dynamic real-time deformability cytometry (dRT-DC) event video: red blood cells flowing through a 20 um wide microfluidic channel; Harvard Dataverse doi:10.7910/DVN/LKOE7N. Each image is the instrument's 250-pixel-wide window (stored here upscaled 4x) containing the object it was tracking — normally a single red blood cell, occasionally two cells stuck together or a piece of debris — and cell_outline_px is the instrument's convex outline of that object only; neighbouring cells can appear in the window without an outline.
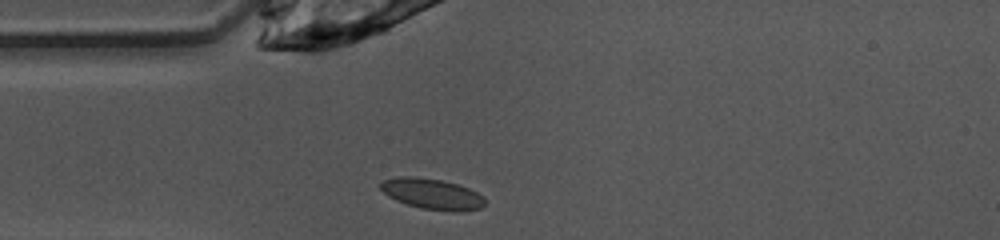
{"species": "common noctule bat (a hibernating species)", "species_latin": "Nyctalus noctula", "temperature_condition": "warm", "stored_images_in_passage": 37, "camera_frame_rate_fps": 3000, "um_per_image_px": 0.085, "animal": {"sex": "female", "body_mass_g": 10.0, "forearm_length_mm": 53.1}, "frame": {"image": 1, "passage_image": 1, "time_ms": 0.0, "image_size_px": [1000, 240], "cell_outline_px": [[484, 204], [480, 208], [460, 212], [452, 212], [424, 208], [408, 204], [396, 200], [388, 196], [380, 188], [380, 184], [384, 180], [400, 176], [416, 176], [440, 180], [456, 184], [468, 188], [484, 196]], "centroid_in_image_um": [36.73, 16.48], "position_along_channel_um": 48.3, "area_um2": 18.5}}
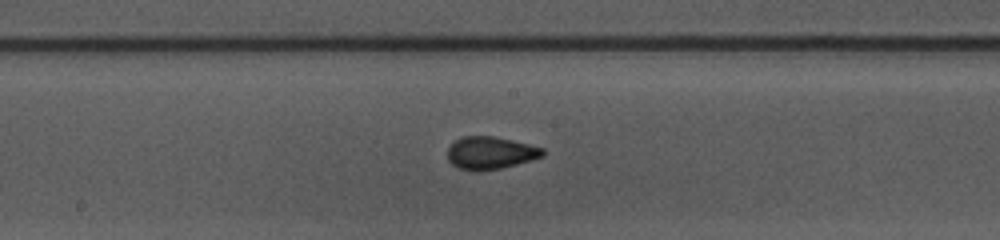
{"frame": {"image": 2, "passage_image": 13, "time_ms": 4.0, "image_size_px": [1000, 240], "cell_outline_px": [[544, 156], [532, 160], [500, 168], [476, 172], [460, 168], [452, 164], [448, 160], [448, 148], [456, 140], [464, 136], [492, 136], [512, 140], [544, 148]], "centroid_in_image_um": [41.69, 13.0], "position_along_channel_um": 206.5, "area_um2": 17.98}}
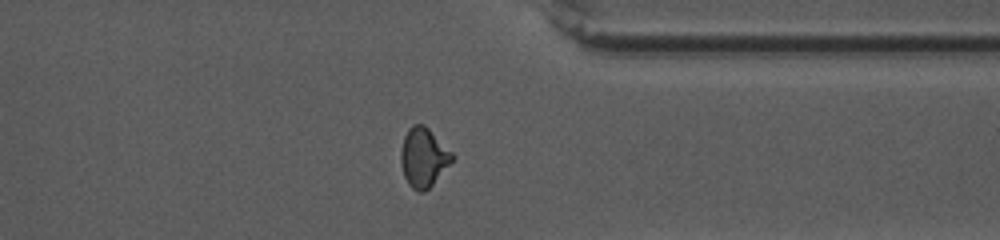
{"frame": {"image": 3, "passage_image": 26, "time_ms": 8.333, "image_size_px": [1000, 240], "cell_outline_px": [[456, 156], [432, 184], [424, 192], [420, 192], [412, 188], [408, 184], [404, 176], [400, 160], [400, 152], [404, 136], [408, 128], [412, 124], [424, 124]], "centroid_in_image_um": [35.98, 13.36], "position_along_channel_um": 375.4, "area_um2": 17.57}, "authors_computed_cell_mechanics": {"area_um2": 17.4556, "velocity_mm_per_s": 4.0514, "shape_relaxation_time_tau1_ms": 5.6094, "shape_relaxation_time_tau2_ms": 0.9456, "deformation_change_tau1": 0.1368, "deformation_change_tau2": 0.0617}}